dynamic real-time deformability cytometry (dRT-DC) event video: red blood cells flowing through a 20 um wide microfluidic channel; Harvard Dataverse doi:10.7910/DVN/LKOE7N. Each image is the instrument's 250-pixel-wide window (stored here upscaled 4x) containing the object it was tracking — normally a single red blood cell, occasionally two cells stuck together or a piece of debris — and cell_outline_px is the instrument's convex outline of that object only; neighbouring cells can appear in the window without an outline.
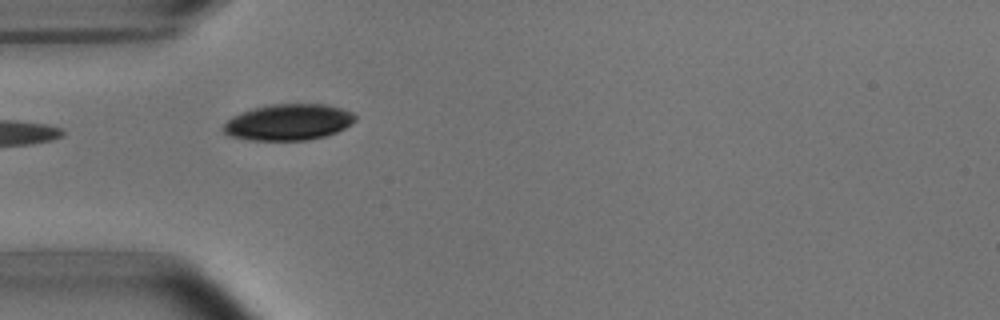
{"species": "common noctule bat (a hibernating species)", "species_latin": "Nyctalus noctula", "temperature_condition": "room temperature", "stored_images_in_passage": 10, "camera_frame_rate_fps": 3000, "um_per_image_px": 0.085, "animal": {"sex": "male", "body_mass_g": 15.6}, "frame": {"image": 1, "passage_image": 4, "time_ms": 3.333, "image_size_px": [1000, 320], "cell_outline_px": [[356, 120], [352, 124], [336, 132], [324, 136], [308, 140], [248, 140], [228, 136], [220, 128], [232, 116], [252, 108], [272, 104], [324, 104], [340, 108], [352, 112], [356, 116]], "centroid_in_image_um": [24.49, 10.39], "position_along_channel_um": 60.5, "area_um2": 27.92}}
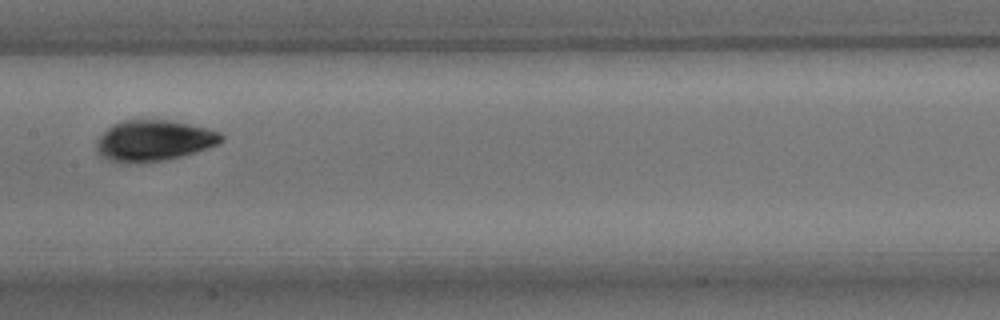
{"frame": {"image": 2, "passage_image": 7, "time_ms": 7.0, "image_size_px": [1000, 320], "cell_outline_px": [[224, 140], [216, 144], [180, 156], [164, 160], [108, 160], [100, 156], [96, 152], [96, 140], [112, 124], [124, 120], [168, 120], [208, 128], [220, 132], [224, 136]], "centroid_in_image_um": [13.07, 11.9], "position_along_channel_um": 194.3, "area_um2": 28.84}}
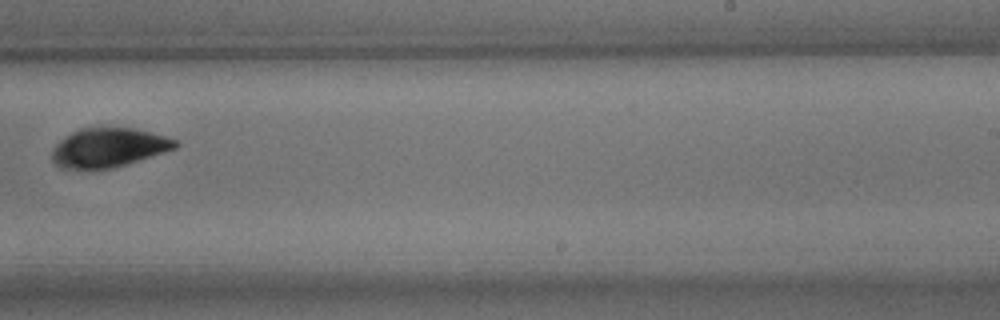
{"frame": {"image": 3, "passage_image": 9, "time_ms": 9.333, "image_size_px": [1000, 320], "cell_outline_px": [[180, 144], [176, 148], [164, 152], [112, 168], [60, 168], [52, 160], [52, 148], [64, 136], [80, 128], [132, 128], [164, 136], [176, 140]], "centroid_in_image_um": [9.2, 12.54], "position_along_channel_um": 279.8, "area_um2": 27.69}}